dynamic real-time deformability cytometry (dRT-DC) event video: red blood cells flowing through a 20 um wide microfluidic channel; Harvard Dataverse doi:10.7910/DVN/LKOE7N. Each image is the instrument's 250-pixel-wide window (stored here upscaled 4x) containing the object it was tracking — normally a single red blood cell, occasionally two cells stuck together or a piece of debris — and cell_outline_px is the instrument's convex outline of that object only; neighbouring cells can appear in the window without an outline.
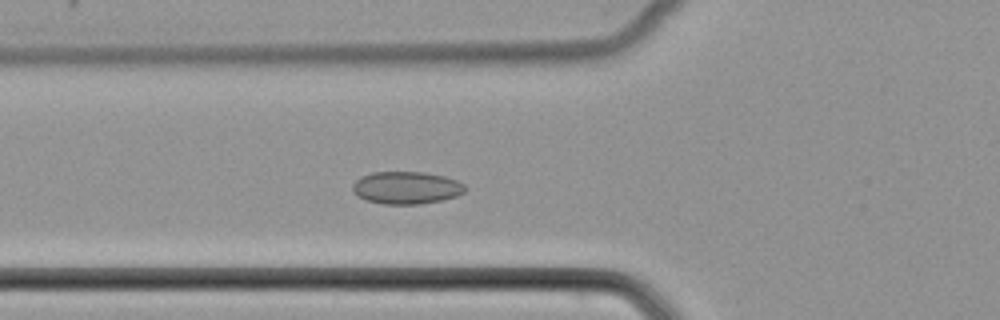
{"species": "common noctule bat (a hibernating species)", "species_latin": "Nyctalus noctula", "temperature_condition": "cold", "stored_images_in_passage": 49, "camera_frame_rate_fps": 3000, "um_per_image_px": 0.085, "animal": {"sex": "female", "body_mass_g": 22.7, "forearm_length_mm": 54.2}, "frame": {"image": 1, "passage_image": 17, "time_ms": 5.333, "image_size_px": [1000, 320], "cell_outline_px": [[468, 188], [464, 192], [456, 196], [440, 200], [420, 204], [384, 204], [364, 200], [356, 196], [352, 192], [352, 184], [360, 176], [372, 172], [424, 172], [444, 176], [456, 180], [464, 184]], "centroid_in_image_um": [34.5, 15.96], "position_along_channel_um": 91.3, "area_um2": 21.5}}
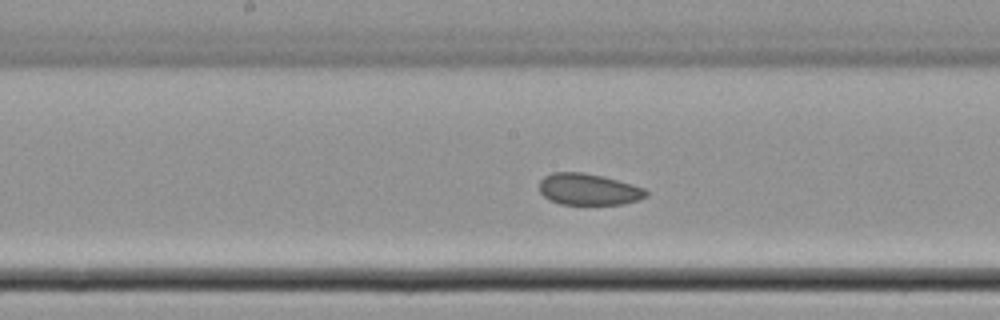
{"frame": {"image": 2, "passage_image": 25, "time_ms": 8.0, "image_size_px": [1000, 320], "cell_outline_px": [[648, 196], [640, 200], [624, 204], [560, 204], [548, 200], [540, 192], [540, 180], [544, 176], [552, 172], [580, 172], [600, 176], [632, 184], [644, 188], [648, 192]], "centroid_in_image_um": [50.02, 16.1], "position_along_channel_um": 198.2, "area_um2": 19.59}}
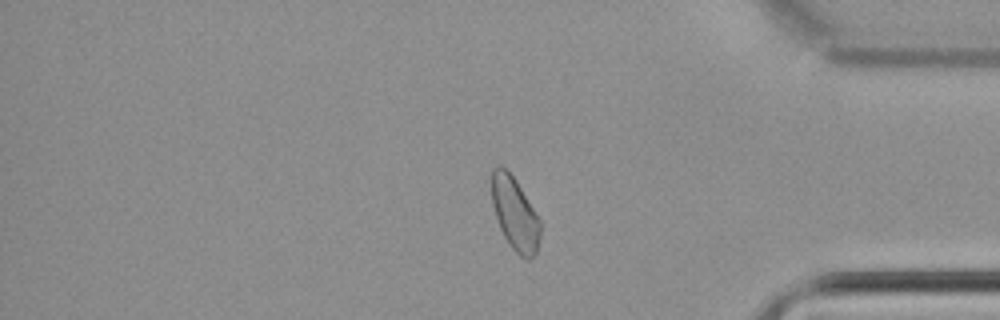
{"frame": {"image": 3, "passage_image": 41, "time_ms": 13.333, "image_size_px": [1000, 320], "cell_outline_px": [[540, 236], [536, 256], [528, 260], [520, 256], [508, 244], [500, 228], [492, 204], [492, 168], [496, 164], [500, 164], [516, 180], [540, 220]], "centroid_in_image_um": [43.77, 18.19], "position_along_channel_um": 391.4, "area_um2": 20.63}}